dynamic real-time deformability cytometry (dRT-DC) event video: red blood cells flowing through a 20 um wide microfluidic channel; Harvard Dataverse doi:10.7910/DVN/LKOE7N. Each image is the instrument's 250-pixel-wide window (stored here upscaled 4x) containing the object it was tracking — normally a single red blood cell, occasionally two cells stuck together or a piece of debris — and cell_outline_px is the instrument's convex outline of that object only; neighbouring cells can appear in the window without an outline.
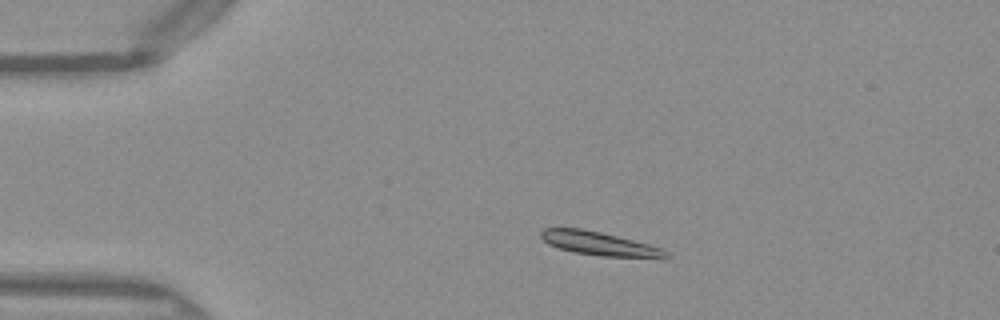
{"species": "Egyptian fruit bat (a non-hibernating species)", "species_latin": "Rousettus aegyptiacus", "temperature_condition": "warm", "stored_images_in_passage": 42, "camera_frame_rate_fps": 3000, "um_per_image_px": 0.085, "frame": {"image": 1, "passage_image": 2, "time_ms": 0.333, "image_size_px": [1000, 320], "cell_outline_px": [[672, 256], [600, 256], [572, 252], [548, 244], [540, 236], [540, 232], [544, 228], [580, 228], [600, 232], [648, 244], [660, 248], [668, 252]], "centroid_in_image_um": [50.82, 20.68], "position_along_channel_um": 34.2, "area_um2": 16.59}}
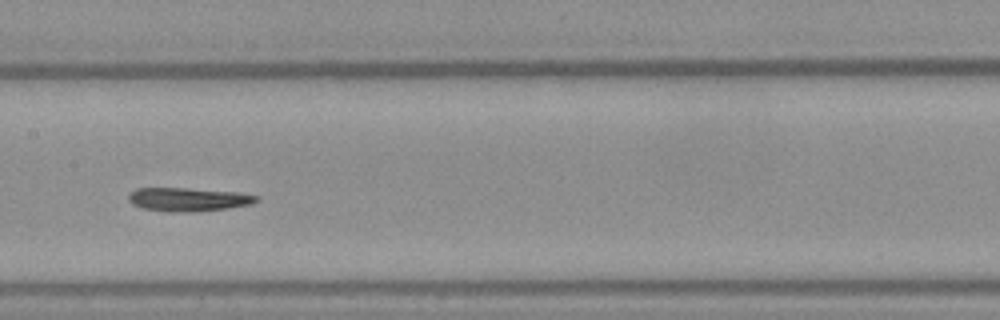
{"frame": {"image": 2, "passage_image": 17, "time_ms": 5.333, "image_size_px": [1000, 320], "cell_outline_px": [[260, 200], [252, 204], [228, 208], [192, 212], [168, 212], [144, 208], [132, 204], [128, 200], [128, 192], [136, 188], [188, 188], [240, 192], [260, 196]], "centroid_in_image_um": [16.02, 16.94], "position_along_channel_um": 191.4, "area_um2": 17.86}}
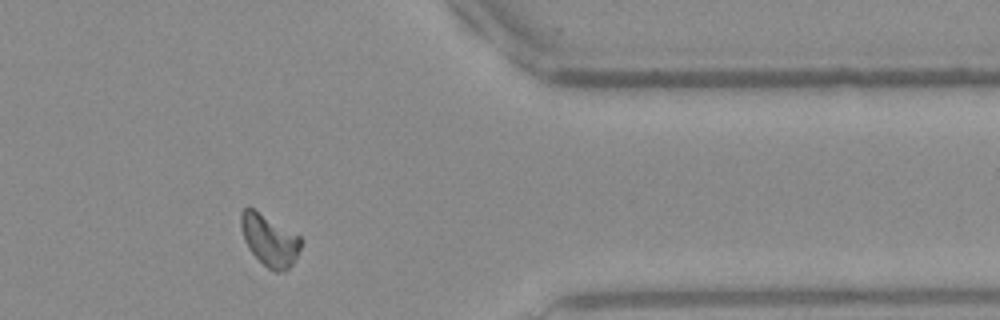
{"frame": {"image": 3, "passage_image": 33, "time_ms": 10.667, "image_size_px": [1000, 320], "cell_outline_px": [[304, 240], [292, 264], [284, 272], [272, 272], [248, 248], [244, 240], [240, 228], [240, 212], [244, 208], [252, 208], [300, 236]], "centroid_in_image_um": [22.9, 20.42], "position_along_channel_um": 388.5, "area_um2": 17.86}, "authors_computed_cell_mechanics": {"area_um2": 17.7446, "velocity_mm_per_s": 4.0385, "shape_relaxation_time_tau1_ms": 4.3307, "shape_relaxation_time_tau2_ms": null, "deformation_change_tau1": 0.1368, "deformation_change_tau2": null}}